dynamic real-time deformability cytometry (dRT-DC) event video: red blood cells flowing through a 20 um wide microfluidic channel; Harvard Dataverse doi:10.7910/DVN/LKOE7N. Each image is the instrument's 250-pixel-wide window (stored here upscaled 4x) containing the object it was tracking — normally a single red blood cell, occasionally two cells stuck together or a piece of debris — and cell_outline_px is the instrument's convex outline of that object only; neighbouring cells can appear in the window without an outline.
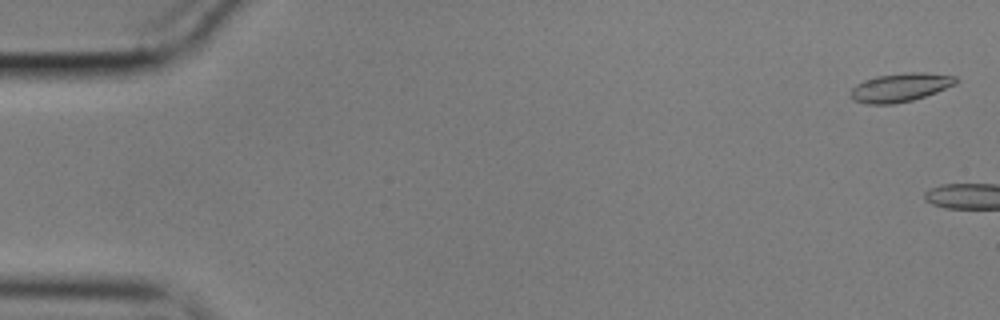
{"species": "common noctule bat (a hibernating species)", "species_latin": "Nyctalus noctula", "temperature_condition": "cold", "stored_images_in_passage": 5, "camera_frame_rate_fps": 3000, "um_per_image_px": 0.085, "animal": {"sex": "male", "body_mass_g": 17.9}, "frame": {"image": 1, "passage_image": 2, "time_ms": 0.333, "image_size_px": [1000, 320], "cell_outline_px": [[960, 80], [956, 84], [936, 92], [912, 100], [892, 104], [868, 104], [852, 100], [852, 88], [856, 84], [864, 80], [876, 76], [908, 72], [924, 72], [956, 76]], "centroid_in_image_um": [76.55, 7.42], "position_along_channel_um": 8.5, "area_um2": 17.51}}